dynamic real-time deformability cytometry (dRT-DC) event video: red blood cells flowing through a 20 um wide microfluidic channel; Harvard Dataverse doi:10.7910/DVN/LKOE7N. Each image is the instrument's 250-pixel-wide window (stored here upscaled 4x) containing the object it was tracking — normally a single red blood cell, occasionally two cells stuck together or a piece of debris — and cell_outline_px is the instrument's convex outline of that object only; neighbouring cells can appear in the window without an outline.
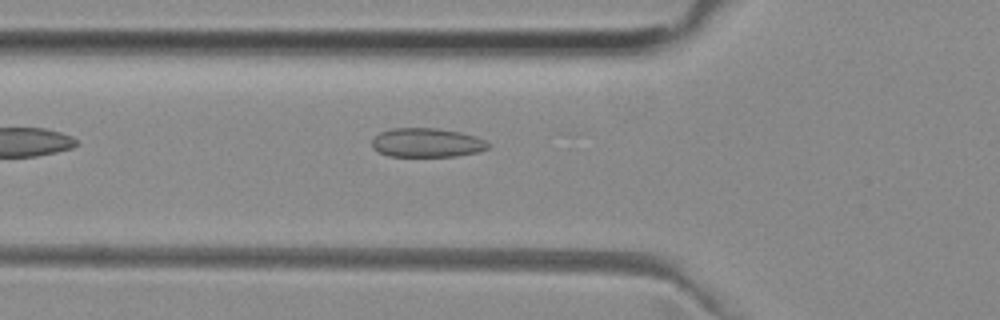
{"species": "common noctule bat (a hibernating species)", "species_latin": "Nyctalus noctula", "temperature_condition": "room temperature", "stored_images_in_passage": 34, "camera_frame_rate_fps": 3000, "um_per_image_px": 0.085, "animal": {"sex": "female", "body_mass_g": 29.2, "forearm_length_mm": 56.3}, "frame": {"image": 1, "passage_image": 2, "time_ms": 0.333, "image_size_px": [1000, 320], "cell_outline_px": [[488, 148], [480, 152], [456, 156], [388, 156], [372, 148], [372, 140], [380, 132], [392, 128], [436, 128], [460, 132], [476, 136], [484, 140], [488, 144]], "centroid_in_image_um": [36.28, 12.13], "position_along_channel_um": 89.5, "area_um2": 19.65}}
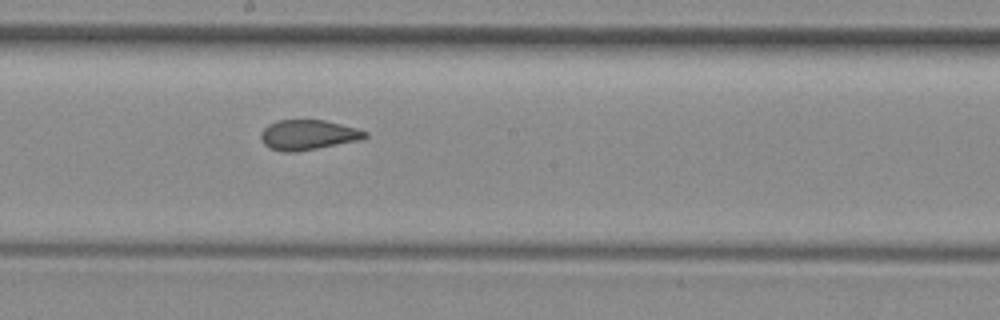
{"frame": {"image": 2, "passage_image": 12, "time_ms": 3.667, "image_size_px": [1000, 320], "cell_outline_px": [[368, 136], [356, 140], [296, 152], [284, 152], [268, 148], [260, 140], [260, 132], [268, 124], [276, 120], [324, 120], [356, 128], [368, 132]], "centroid_in_image_um": [26.1, 11.46], "position_along_channel_um": 222.1, "area_um2": 18.09}}
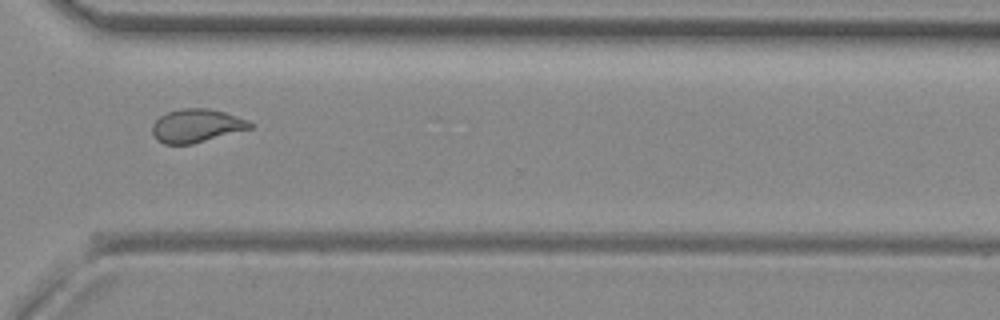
{"frame": {"image": 3, "passage_image": 22, "time_ms": 7.0, "image_size_px": [1000, 320], "cell_outline_px": [[252, 128], [192, 144], [164, 144], [156, 140], [152, 132], [152, 124], [160, 116], [168, 112], [180, 108], [208, 108], [224, 112], [248, 120], [252, 124]], "centroid_in_image_um": [16.68, 10.69], "position_along_channel_um": 353.9, "area_um2": 18.96}}